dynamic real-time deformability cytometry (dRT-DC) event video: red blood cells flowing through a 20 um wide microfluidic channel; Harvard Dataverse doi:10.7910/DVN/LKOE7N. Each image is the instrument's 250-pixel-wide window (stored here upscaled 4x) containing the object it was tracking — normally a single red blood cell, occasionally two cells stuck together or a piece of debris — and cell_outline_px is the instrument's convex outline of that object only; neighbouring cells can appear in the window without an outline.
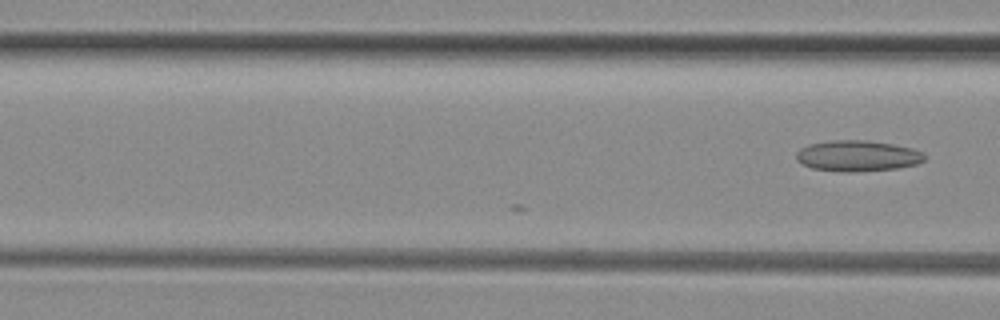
{"species": "common noctule bat (a hibernating species)", "species_latin": "Nyctalus noctula", "temperature_condition": "room temperature", "stored_images_in_passage": 7, "camera_frame_rate_fps": 3000, "um_per_image_px": 0.085, "animal": {"sex": "female", "body_mass_g": 29.2, "forearm_length_mm": 56.3}, "frame": {"image": 1, "passage_image": 7, "time_ms": 2.0, "image_size_px": [1000, 320], "cell_outline_px": [[924, 160], [916, 164], [900, 168], [848, 172], [844, 172], [812, 168], [800, 164], [796, 160], [796, 152], [800, 148], [812, 144], [832, 140], [864, 140], [892, 144], [912, 148], [920, 152], [924, 156]], "centroid_in_image_um": [72.85, 13.25], "position_along_channel_um": 93.8, "area_um2": 22.95}}